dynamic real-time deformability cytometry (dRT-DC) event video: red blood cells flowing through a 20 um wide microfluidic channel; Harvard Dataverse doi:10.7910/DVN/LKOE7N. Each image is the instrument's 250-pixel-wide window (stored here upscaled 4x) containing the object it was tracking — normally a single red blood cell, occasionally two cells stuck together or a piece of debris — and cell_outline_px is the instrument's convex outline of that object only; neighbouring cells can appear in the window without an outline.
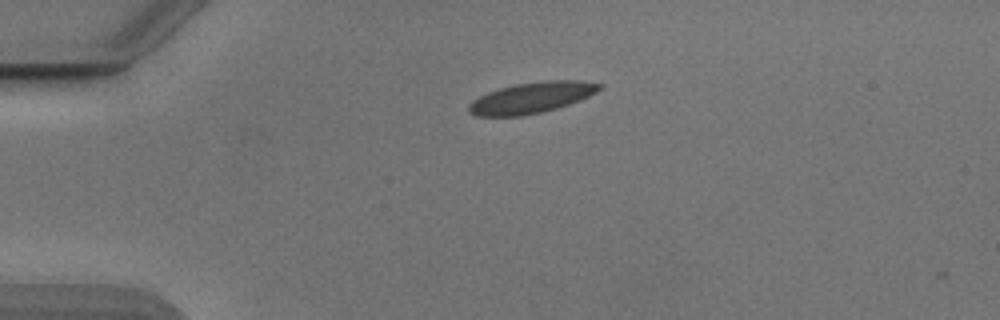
{"species": "Egyptian fruit bat (a non-hibernating species)", "species_latin": "Rousettus aegyptiacus", "temperature_condition": "cold", "stored_images_in_passage": 41, "camera_frame_rate_fps": 3000, "um_per_image_px": 0.085, "animal": {"sex": "male"}, "frame": {"image": 1, "passage_image": 1, "time_ms": 0.0, "image_size_px": [1000, 320], "cell_outline_px": [[604, 88], [580, 100], [556, 108], [540, 112], [520, 116], [476, 116], [468, 112], [468, 104], [472, 100], [488, 92], [500, 88], [516, 84], [544, 80], [580, 80], [604, 84]], "centroid_in_image_um": [45.2, 8.29], "position_along_channel_um": 39.8, "area_um2": 23.58}}
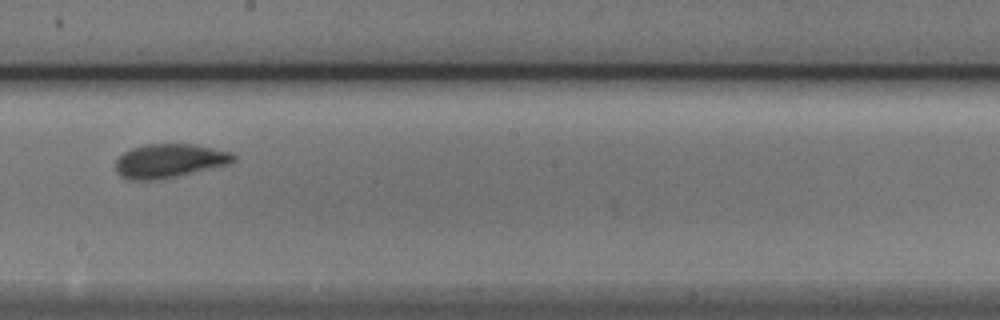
{"frame": {"image": 2, "passage_image": 19, "time_ms": 6.0, "image_size_px": [1000, 320], "cell_outline_px": [[236, 160], [228, 164], [176, 176], [152, 180], [128, 180], [120, 176], [116, 172], [116, 160], [124, 152], [132, 148], [144, 144], [192, 144], [232, 152], [236, 156]], "centroid_in_image_um": [14.37, 13.67], "position_along_channel_um": 233.8, "area_um2": 23.12}}
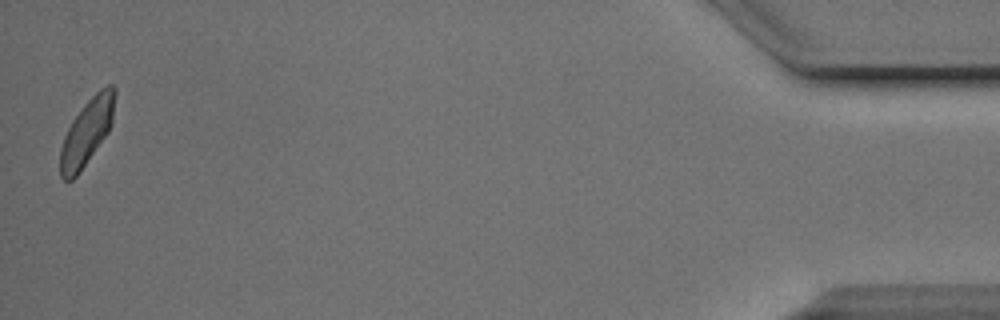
{"frame": {"image": 3, "passage_image": 41, "time_ms": 13.333, "image_size_px": [1000, 320], "cell_outline_px": [[116, 92], [112, 124], [108, 132], [80, 172], [72, 180], [64, 180], [60, 176], [60, 148], [64, 136], [72, 120], [84, 104], [100, 88], [108, 84], [112, 84], [116, 88]], "centroid_in_image_um": [7.39, 11.2], "position_along_channel_um": 427.8, "area_um2": 21.1}, "authors_computed_cell_mechanics": {"area_um2": 22.4842, "velocity_mm_per_s": 3.8651, "shape_relaxation_time_tau1_ms": 3.1363, "shape_relaxation_time_tau2_ms": 0.6398, "deformation_change_tau1": 0.11, "deformation_change_tau2": 0.0644}}